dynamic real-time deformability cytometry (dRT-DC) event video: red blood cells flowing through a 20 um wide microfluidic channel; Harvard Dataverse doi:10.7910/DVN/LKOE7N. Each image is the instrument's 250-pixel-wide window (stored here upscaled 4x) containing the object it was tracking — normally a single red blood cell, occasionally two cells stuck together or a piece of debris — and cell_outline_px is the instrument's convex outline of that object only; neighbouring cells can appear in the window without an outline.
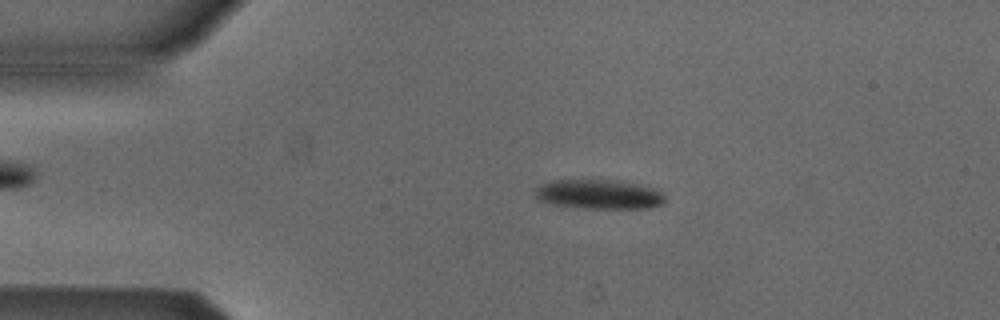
{"species": "Egyptian fruit bat (a non-hibernating species)", "species_latin": "Rousettus aegyptiacus", "temperature_condition": "cold", "stored_images_in_passage": 3, "camera_frame_rate_fps": 3000, "um_per_image_px": 0.085, "animal": {"sex": "male"}, "frame": {"image": 1, "passage_image": 2, "time_ms": 0.333, "image_size_px": [1000, 320], "cell_outline_px": [[664, 200], [660, 204], [648, 208], [584, 208], [556, 204], [540, 200], [536, 196], [536, 188], [540, 184], [552, 180], [620, 180], [640, 184], [656, 188], [664, 196]], "centroid_in_image_um": [50.94, 16.5], "position_along_channel_um": 34.1, "area_um2": 22.14}}